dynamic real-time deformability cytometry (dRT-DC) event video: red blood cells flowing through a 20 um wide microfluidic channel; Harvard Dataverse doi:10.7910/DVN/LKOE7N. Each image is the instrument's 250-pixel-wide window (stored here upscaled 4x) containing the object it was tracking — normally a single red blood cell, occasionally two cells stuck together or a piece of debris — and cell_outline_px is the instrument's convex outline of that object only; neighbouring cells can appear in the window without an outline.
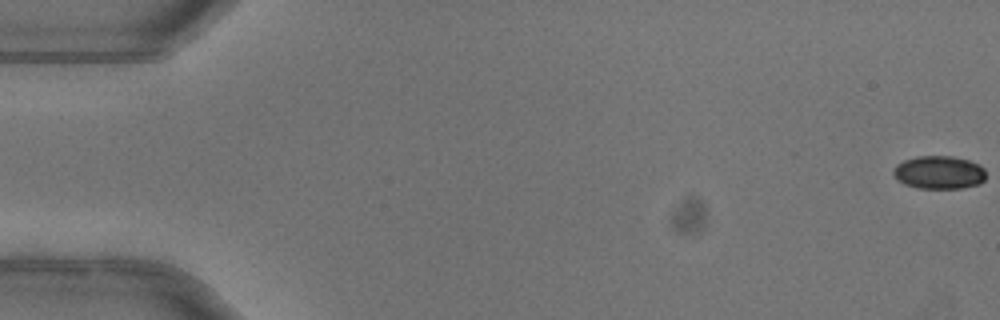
{"species": "common noctule bat (a hibernating species)", "species_latin": "Nyctalus noctula", "temperature_condition": "warm", "stored_images_in_passage": 53, "camera_frame_rate_fps": 3000, "um_per_image_px": 0.085, "animal": {"sex": "female"}, "frame": {"image": 1, "passage_image": 1, "time_ms": 0.0, "image_size_px": [1000, 320], "cell_outline_px": [[984, 180], [980, 184], [964, 188], [916, 188], [904, 184], [896, 180], [892, 172], [896, 164], [904, 160], [916, 156], [952, 156], [968, 160], [980, 164], [984, 168]], "centroid_in_image_um": [79.8, 14.66], "position_along_channel_um": 5.2, "area_um2": 18.09}}
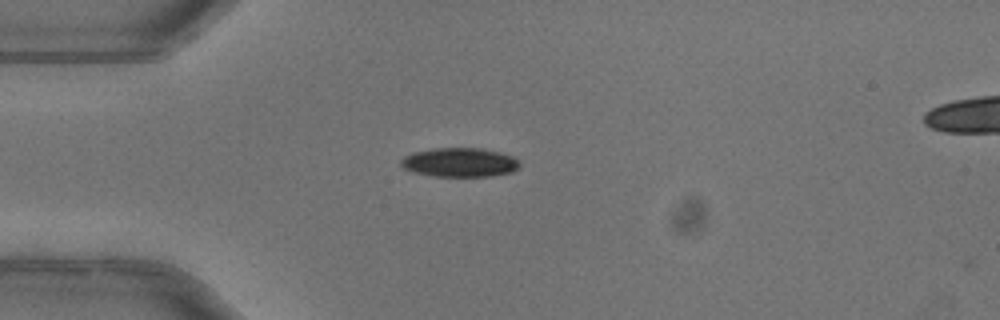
{"frame": {"image": 2, "passage_image": 15, "time_ms": 4.667, "image_size_px": [1000, 320], "cell_outline_px": [[520, 168], [512, 172], [492, 176], [436, 176], [412, 172], [404, 168], [400, 164], [400, 160], [404, 156], [412, 152], [432, 148], [480, 148], [500, 152], [512, 156], [520, 164]], "centroid_in_image_um": [39.06, 13.8], "position_along_channel_um": 45.9, "area_um2": 20.23}}
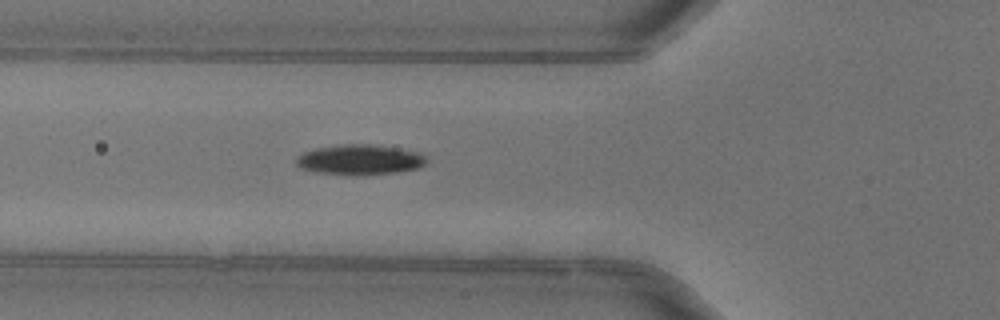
{"frame": {"image": 3, "passage_image": 20, "time_ms": 6.333, "image_size_px": [1000, 320], "cell_outline_px": [[428, 160], [424, 164], [416, 168], [396, 172], [360, 176], [352, 176], [316, 172], [300, 168], [296, 164], [296, 160], [304, 152], [316, 148], [348, 144], [376, 144], [400, 148], [420, 152]], "centroid_in_image_um": [30.6, 13.58], "position_along_channel_um": 95.2, "area_um2": 23.06}, "authors_computed_cell_mechanics": {"area_um2": 20.3456, "velocity_mm_per_s": 4.0267, "shape_relaxation_time_tau1_ms": 3.234, "shape_relaxation_time_tau2_ms": null, "deformation_change_tau1": 0.1431, "deformation_change_tau2": null}}